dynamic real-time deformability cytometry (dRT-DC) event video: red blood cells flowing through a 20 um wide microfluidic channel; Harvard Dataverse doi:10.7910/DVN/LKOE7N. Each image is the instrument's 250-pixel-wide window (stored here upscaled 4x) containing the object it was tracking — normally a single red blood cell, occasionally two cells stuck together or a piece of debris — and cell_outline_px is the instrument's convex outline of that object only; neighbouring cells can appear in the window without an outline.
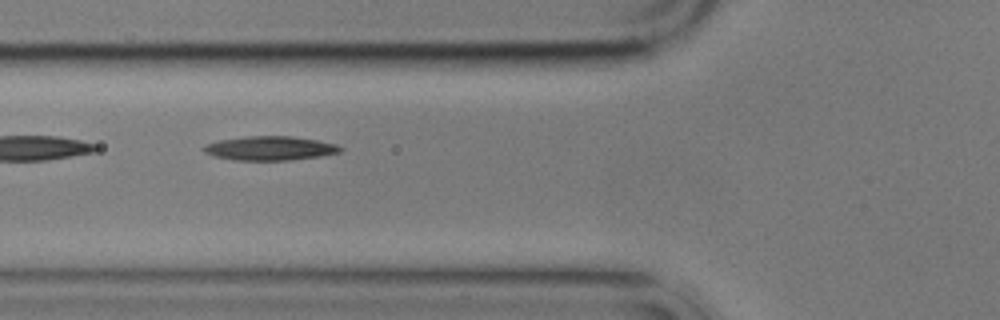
{"species": "common noctule bat (a hibernating species)", "species_latin": "Nyctalus noctula", "temperature_condition": "cold", "stored_images_in_passage": 5, "camera_frame_rate_fps": 3000, "um_per_image_px": 0.085, "animal": {"sex": "male", "body_mass_g": 17.9}, "frame": {"image": 1, "passage_image": 5, "time_ms": 4.667, "image_size_px": [1000, 320], "cell_outline_px": [[344, 148], [340, 152], [320, 156], [292, 160], [232, 160], [212, 156], [204, 152], [200, 148], [204, 144], [220, 140], [244, 136], [292, 136], [316, 140], [336, 144]], "centroid_in_image_um": [22.9, 12.6], "position_along_channel_um": 102.9, "area_um2": 19.36}}